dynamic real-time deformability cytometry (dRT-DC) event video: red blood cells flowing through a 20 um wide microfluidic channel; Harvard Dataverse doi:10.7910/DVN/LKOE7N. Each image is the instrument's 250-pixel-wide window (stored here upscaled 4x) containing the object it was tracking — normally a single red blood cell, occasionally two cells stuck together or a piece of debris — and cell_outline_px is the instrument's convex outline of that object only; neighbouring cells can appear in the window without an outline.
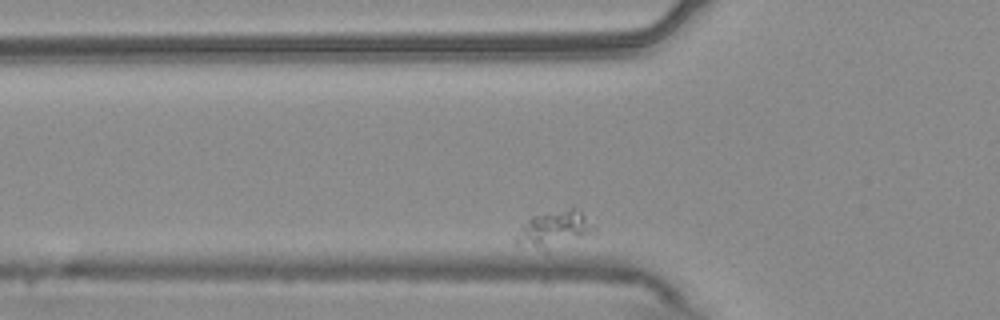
{"species": "common noctule bat (a hibernating species)", "species_latin": "Nyctalus noctula", "temperature_condition": "warm", "stored_images_in_passage": 38, "camera_frame_rate_fps": 3000, "um_per_image_px": 0.085, "animal": {"sex": "male", "body_mass_g": 20.4}, "frame": {"image": 1, "passage_image": 7, "time_ms": 2.0, "image_size_px": [1000, 320], "cell_outline_px": [[596, 236], [548, 252], [544, 252], [516, 244], [516, 236], [520, 228], [532, 216], [572, 208], [576, 208], [596, 228]], "centroid_in_image_um": [47.19, 19.59], "position_along_channel_um": 78.6, "area_um2": 17.34}}
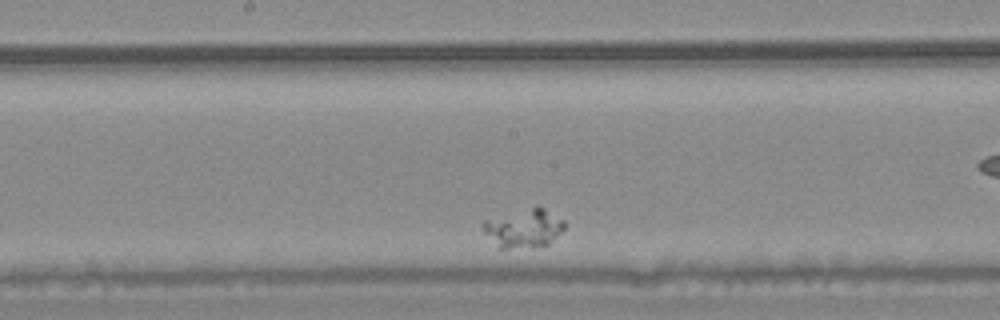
{"frame": {"image": 2, "passage_image": 20, "time_ms": 6.333, "image_size_px": [1000, 320], "cell_outline_px": [[564, 228], [548, 244], [508, 248], [496, 248], [480, 228], [480, 224], [484, 220], [536, 204], [540, 204], [564, 220]], "centroid_in_image_um": [44.47, 19.34], "position_along_channel_um": 203.7, "area_um2": 18.67}}
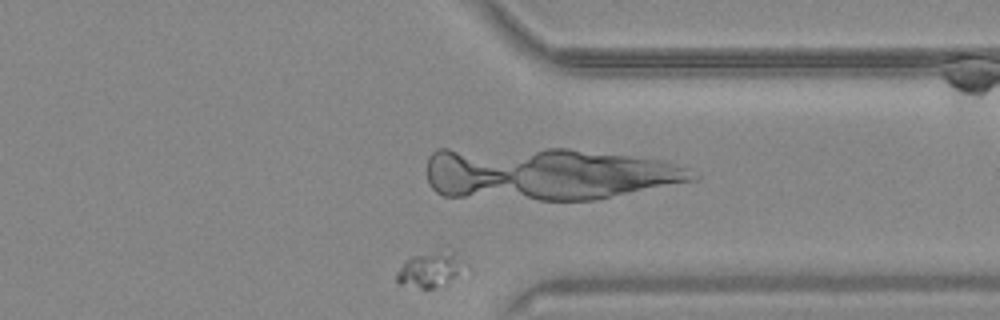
{"frame": {"image": 3, "passage_image": 37, "time_ms": 12.0, "image_size_px": [1000, 320], "cell_outline_px": [[456, 272], [452, 276], [436, 288], [420, 288], [400, 284], [396, 280], [396, 276], [400, 268], [412, 256], [452, 252]], "centroid_in_image_um": [36.29, 23.0], "position_along_channel_um": 375.1, "area_um2": 11.73}}